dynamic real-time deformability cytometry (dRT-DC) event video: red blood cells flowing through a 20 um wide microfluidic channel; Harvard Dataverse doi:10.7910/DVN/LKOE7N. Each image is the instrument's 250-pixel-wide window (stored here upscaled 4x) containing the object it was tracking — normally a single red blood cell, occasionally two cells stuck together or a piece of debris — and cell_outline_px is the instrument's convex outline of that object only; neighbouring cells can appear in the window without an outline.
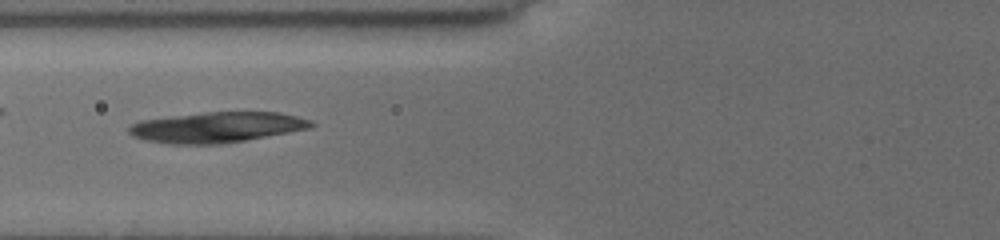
{"species": "common noctule bat (a hibernating species)", "species_latin": "Nyctalus noctula", "temperature_condition": "cold", "stored_images_in_passage": 10, "camera_frame_rate_fps": 3000, "um_per_image_px": 0.085, "animal": {"sex": "female", "body_mass_g": 19.5, "forearm_length_mm": 54.1}, "frame": {"image": 1, "passage_image": 10, "time_ms": 8.0, "image_size_px": [1000, 240], "cell_outline_px": [[316, 124], [308, 128], [288, 132], [244, 140], [220, 144], [168, 144], [148, 140], [132, 136], [128, 132], [128, 128], [132, 124], [144, 120], [204, 112], [280, 112], [312, 120]], "centroid_in_image_um": [18.45, 10.81], "position_along_channel_um": 107.4, "area_um2": 32.02}}